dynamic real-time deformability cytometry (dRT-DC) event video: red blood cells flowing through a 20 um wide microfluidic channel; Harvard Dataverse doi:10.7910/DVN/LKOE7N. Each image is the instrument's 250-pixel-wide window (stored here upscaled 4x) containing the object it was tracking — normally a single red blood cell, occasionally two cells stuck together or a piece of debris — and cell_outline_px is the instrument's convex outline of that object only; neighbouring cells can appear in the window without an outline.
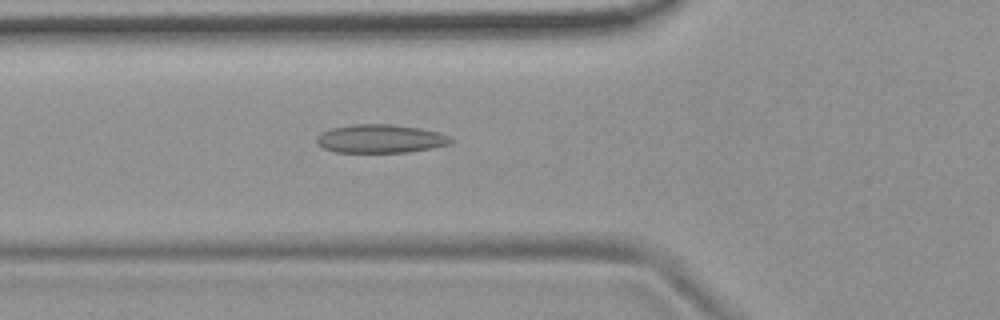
{"species": "common noctule bat (a hibernating species)", "species_latin": "Nyctalus noctula", "temperature_condition": "room temperature", "stored_images_in_passage": 49, "camera_frame_rate_fps": 3000, "um_per_image_px": 0.085, "animal": {"sex": "female", "body_mass_g": 19.9}, "frame": {"image": 1, "passage_image": 19, "time_ms": 6.0, "image_size_px": [1000, 320], "cell_outline_px": [[452, 140], [448, 144], [432, 148], [408, 152], [336, 152], [324, 148], [316, 140], [324, 132], [332, 128], [352, 124], [392, 124], [420, 128], [452, 136]], "centroid_in_image_um": [32.38, 11.79], "position_along_channel_um": 93.4, "area_um2": 21.96}}
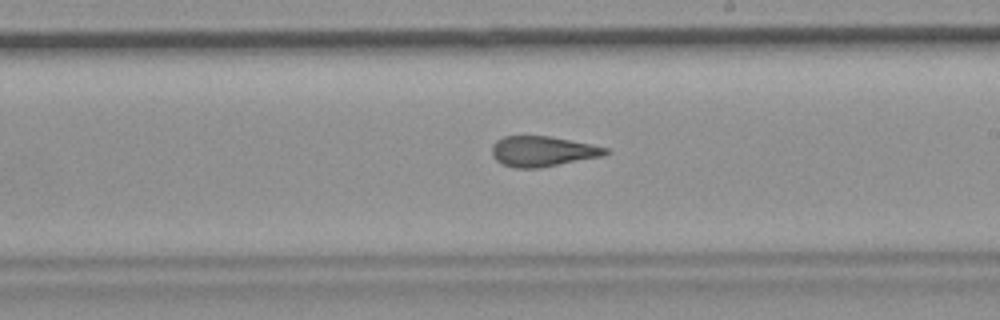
{"frame": {"image": 2, "passage_image": 31, "time_ms": 10.0, "image_size_px": [1000, 320], "cell_outline_px": [[608, 152], [600, 156], [540, 168], [512, 168], [496, 160], [492, 156], [492, 148], [496, 140], [504, 136], [552, 136], [592, 144], [608, 148]], "centroid_in_image_um": [46.09, 12.85], "position_along_channel_um": 242.9, "area_um2": 20.0}}
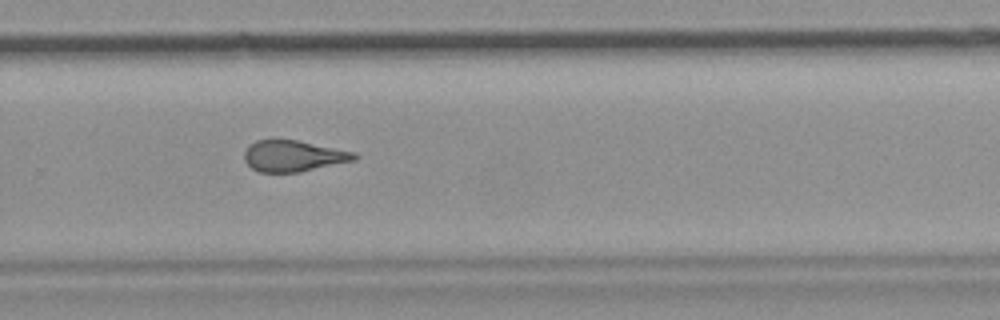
{"frame": {"image": 3, "passage_image": 36, "time_ms": 11.667, "image_size_px": [1000, 320], "cell_outline_px": [[360, 156], [356, 160], [300, 172], [260, 172], [252, 168], [244, 160], [244, 152], [256, 140], [296, 140], [356, 152]], "centroid_in_image_um": [24.98, 13.27], "position_along_channel_um": 304.8, "area_um2": 19.88}}